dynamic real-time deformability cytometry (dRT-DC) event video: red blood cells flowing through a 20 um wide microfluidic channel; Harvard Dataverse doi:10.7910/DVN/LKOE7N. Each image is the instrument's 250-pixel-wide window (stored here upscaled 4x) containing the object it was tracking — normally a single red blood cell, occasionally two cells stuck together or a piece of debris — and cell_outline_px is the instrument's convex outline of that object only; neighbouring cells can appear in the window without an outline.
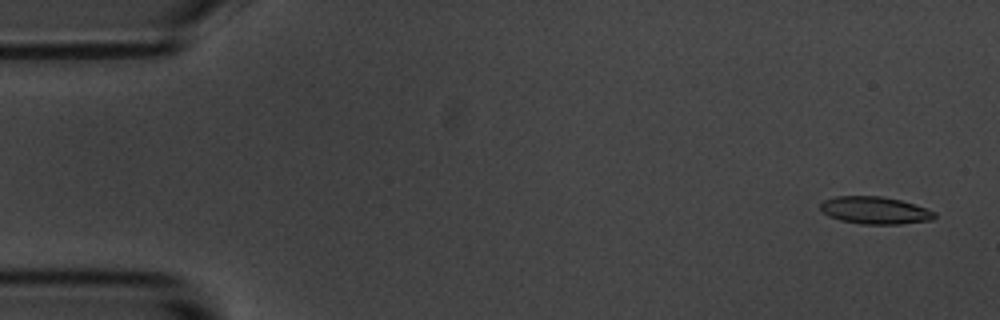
{"species": "common noctule bat (a hibernating species)", "species_latin": "Nyctalus noctula", "temperature_condition": "room temperature", "stored_images_in_passage": 4, "camera_frame_rate_fps": 3000, "um_per_image_px": 0.085, "animal": {"sex": "male", "body_mass_g": 20.1, "forearm_length_mm": 53.5}, "frame": {"image": 1, "passage_image": 1, "time_ms": 0.0, "image_size_px": [1000, 320], "cell_outline_px": [[936, 216], [932, 220], [900, 224], [860, 224], [840, 220], [828, 216], [820, 208], [820, 204], [824, 200], [836, 196], [880, 196], [900, 200], [936, 212]], "centroid_in_image_um": [74.35, 17.88], "position_along_channel_um": 10.6, "area_um2": 18.09}}
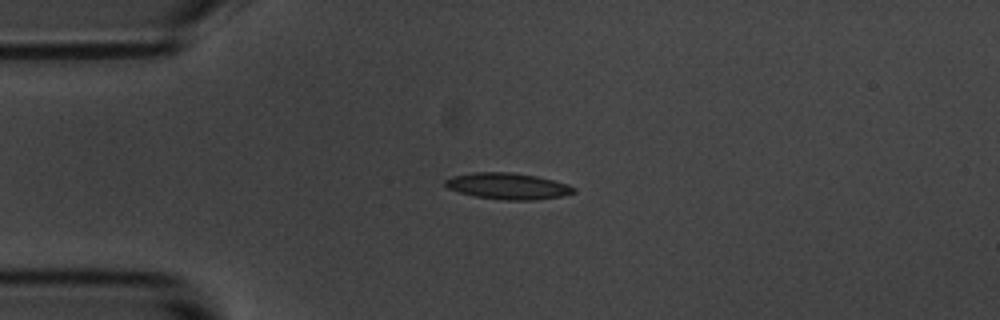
{"frame": {"image": 2, "passage_image": 4, "time_ms": 3.667, "image_size_px": [1000, 320], "cell_outline_px": [[576, 192], [560, 196], [532, 200], [504, 200], [476, 196], [460, 192], [448, 188], [444, 184], [444, 180], [452, 176], [472, 172], [508, 172], [536, 176], [568, 184], [576, 188]], "centroid_in_image_um": [43.15, 15.81], "position_along_channel_um": 41.8, "area_um2": 19.54}}